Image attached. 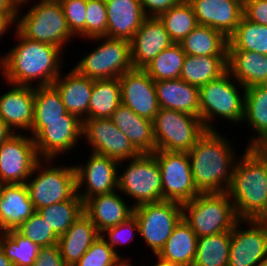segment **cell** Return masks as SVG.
<instances>
[{
  "instance_id": "obj_1",
  "label": "cell",
  "mask_w": 267,
  "mask_h": 266,
  "mask_svg": "<svg viewBox=\"0 0 267 266\" xmlns=\"http://www.w3.org/2000/svg\"><path fill=\"white\" fill-rule=\"evenodd\" d=\"M13 33L17 44L0 59V74L4 82L31 87L52 85L66 62L63 50L29 40L16 29Z\"/></svg>"
},
{
  "instance_id": "obj_2",
  "label": "cell",
  "mask_w": 267,
  "mask_h": 266,
  "mask_svg": "<svg viewBox=\"0 0 267 266\" xmlns=\"http://www.w3.org/2000/svg\"><path fill=\"white\" fill-rule=\"evenodd\" d=\"M228 139L219 130H207L187 152L200 193L226 192L229 188L240 155Z\"/></svg>"
},
{
  "instance_id": "obj_3",
  "label": "cell",
  "mask_w": 267,
  "mask_h": 266,
  "mask_svg": "<svg viewBox=\"0 0 267 266\" xmlns=\"http://www.w3.org/2000/svg\"><path fill=\"white\" fill-rule=\"evenodd\" d=\"M265 147H246L237 160L227 194L242 220H267Z\"/></svg>"
},
{
  "instance_id": "obj_4",
  "label": "cell",
  "mask_w": 267,
  "mask_h": 266,
  "mask_svg": "<svg viewBox=\"0 0 267 266\" xmlns=\"http://www.w3.org/2000/svg\"><path fill=\"white\" fill-rule=\"evenodd\" d=\"M199 95V117L206 130H218L214 125L217 118L238 126L243 122L245 88L228 71L201 86Z\"/></svg>"
},
{
  "instance_id": "obj_5",
  "label": "cell",
  "mask_w": 267,
  "mask_h": 266,
  "mask_svg": "<svg viewBox=\"0 0 267 266\" xmlns=\"http://www.w3.org/2000/svg\"><path fill=\"white\" fill-rule=\"evenodd\" d=\"M30 2L19 6L15 29L29 40L55 45L64 50L74 35L69 30L61 4L38 0ZM29 4H32L30 9L24 15L21 14L22 8L25 9Z\"/></svg>"
},
{
  "instance_id": "obj_6",
  "label": "cell",
  "mask_w": 267,
  "mask_h": 266,
  "mask_svg": "<svg viewBox=\"0 0 267 266\" xmlns=\"http://www.w3.org/2000/svg\"><path fill=\"white\" fill-rule=\"evenodd\" d=\"M54 161L40 159L25 183L35 210L70 200L77 194L74 163L55 166Z\"/></svg>"
},
{
  "instance_id": "obj_7",
  "label": "cell",
  "mask_w": 267,
  "mask_h": 266,
  "mask_svg": "<svg viewBox=\"0 0 267 266\" xmlns=\"http://www.w3.org/2000/svg\"><path fill=\"white\" fill-rule=\"evenodd\" d=\"M182 213L197 237L231 231L239 220L227 192L200 193L182 204Z\"/></svg>"
},
{
  "instance_id": "obj_8",
  "label": "cell",
  "mask_w": 267,
  "mask_h": 266,
  "mask_svg": "<svg viewBox=\"0 0 267 266\" xmlns=\"http://www.w3.org/2000/svg\"><path fill=\"white\" fill-rule=\"evenodd\" d=\"M88 40L98 45L94 50L80 57L73 68L89 79L119 78L133 69L131 62L130 41L126 39L95 37ZM100 41V42H99Z\"/></svg>"
},
{
  "instance_id": "obj_9",
  "label": "cell",
  "mask_w": 267,
  "mask_h": 266,
  "mask_svg": "<svg viewBox=\"0 0 267 266\" xmlns=\"http://www.w3.org/2000/svg\"><path fill=\"white\" fill-rule=\"evenodd\" d=\"M126 167L118 169V191L129 199L132 206L162 201L161 169L153 153H140L125 160Z\"/></svg>"
},
{
  "instance_id": "obj_10",
  "label": "cell",
  "mask_w": 267,
  "mask_h": 266,
  "mask_svg": "<svg viewBox=\"0 0 267 266\" xmlns=\"http://www.w3.org/2000/svg\"><path fill=\"white\" fill-rule=\"evenodd\" d=\"M155 151L188 152L207 131L200 117L160 108L153 120Z\"/></svg>"
},
{
  "instance_id": "obj_11",
  "label": "cell",
  "mask_w": 267,
  "mask_h": 266,
  "mask_svg": "<svg viewBox=\"0 0 267 266\" xmlns=\"http://www.w3.org/2000/svg\"><path fill=\"white\" fill-rule=\"evenodd\" d=\"M133 216L138 222L139 236L156 256L183 219L182 204L168 200L146 203L134 207Z\"/></svg>"
},
{
  "instance_id": "obj_12",
  "label": "cell",
  "mask_w": 267,
  "mask_h": 266,
  "mask_svg": "<svg viewBox=\"0 0 267 266\" xmlns=\"http://www.w3.org/2000/svg\"><path fill=\"white\" fill-rule=\"evenodd\" d=\"M153 154L161 169L162 201L183 204L200 194L193 181L187 152L157 150Z\"/></svg>"
},
{
  "instance_id": "obj_13",
  "label": "cell",
  "mask_w": 267,
  "mask_h": 266,
  "mask_svg": "<svg viewBox=\"0 0 267 266\" xmlns=\"http://www.w3.org/2000/svg\"><path fill=\"white\" fill-rule=\"evenodd\" d=\"M82 139L90 145V152L107 156L119 162V169L125 160L137 157L140 153L128 137L109 119L93 118L83 121Z\"/></svg>"
},
{
  "instance_id": "obj_14",
  "label": "cell",
  "mask_w": 267,
  "mask_h": 266,
  "mask_svg": "<svg viewBox=\"0 0 267 266\" xmlns=\"http://www.w3.org/2000/svg\"><path fill=\"white\" fill-rule=\"evenodd\" d=\"M266 259L267 220L239 219L231 230L227 266H257Z\"/></svg>"
},
{
  "instance_id": "obj_15",
  "label": "cell",
  "mask_w": 267,
  "mask_h": 266,
  "mask_svg": "<svg viewBox=\"0 0 267 266\" xmlns=\"http://www.w3.org/2000/svg\"><path fill=\"white\" fill-rule=\"evenodd\" d=\"M39 160L34 138L13 134L0 145V183L25 184Z\"/></svg>"
},
{
  "instance_id": "obj_16",
  "label": "cell",
  "mask_w": 267,
  "mask_h": 266,
  "mask_svg": "<svg viewBox=\"0 0 267 266\" xmlns=\"http://www.w3.org/2000/svg\"><path fill=\"white\" fill-rule=\"evenodd\" d=\"M86 161L74 165L77 194L83 202L92 196L118 190V161L93 152Z\"/></svg>"
},
{
  "instance_id": "obj_17",
  "label": "cell",
  "mask_w": 267,
  "mask_h": 266,
  "mask_svg": "<svg viewBox=\"0 0 267 266\" xmlns=\"http://www.w3.org/2000/svg\"><path fill=\"white\" fill-rule=\"evenodd\" d=\"M82 132V120L45 121V127L34 137L38 157L56 160L73 152L81 143Z\"/></svg>"
},
{
  "instance_id": "obj_18",
  "label": "cell",
  "mask_w": 267,
  "mask_h": 266,
  "mask_svg": "<svg viewBox=\"0 0 267 266\" xmlns=\"http://www.w3.org/2000/svg\"><path fill=\"white\" fill-rule=\"evenodd\" d=\"M121 103L136 114L153 121L160 106L155 81L143 69H131L119 77Z\"/></svg>"
},
{
  "instance_id": "obj_19",
  "label": "cell",
  "mask_w": 267,
  "mask_h": 266,
  "mask_svg": "<svg viewBox=\"0 0 267 266\" xmlns=\"http://www.w3.org/2000/svg\"><path fill=\"white\" fill-rule=\"evenodd\" d=\"M5 85L11 89L0 94V118L14 133H29L34 119L35 87L7 82Z\"/></svg>"
},
{
  "instance_id": "obj_20",
  "label": "cell",
  "mask_w": 267,
  "mask_h": 266,
  "mask_svg": "<svg viewBox=\"0 0 267 266\" xmlns=\"http://www.w3.org/2000/svg\"><path fill=\"white\" fill-rule=\"evenodd\" d=\"M171 44L173 42L160 19L158 17H146L130 40L133 68L143 69Z\"/></svg>"
},
{
  "instance_id": "obj_21",
  "label": "cell",
  "mask_w": 267,
  "mask_h": 266,
  "mask_svg": "<svg viewBox=\"0 0 267 266\" xmlns=\"http://www.w3.org/2000/svg\"><path fill=\"white\" fill-rule=\"evenodd\" d=\"M199 25L209 26L229 38L242 16L243 4L239 0H188Z\"/></svg>"
},
{
  "instance_id": "obj_22",
  "label": "cell",
  "mask_w": 267,
  "mask_h": 266,
  "mask_svg": "<svg viewBox=\"0 0 267 266\" xmlns=\"http://www.w3.org/2000/svg\"><path fill=\"white\" fill-rule=\"evenodd\" d=\"M133 209L132 204H127L118 190L92 196L84 202V213L95 224L99 233L126 222L133 216Z\"/></svg>"
},
{
  "instance_id": "obj_23",
  "label": "cell",
  "mask_w": 267,
  "mask_h": 266,
  "mask_svg": "<svg viewBox=\"0 0 267 266\" xmlns=\"http://www.w3.org/2000/svg\"><path fill=\"white\" fill-rule=\"evenodd\" d=\"M53 85L59 91L68 113L80 120L88 119L93 79L79 74L73 67L65 74L61 72Z\"/></svg>"
},
{
  "instance_id": "obj_24",
  "label": "cell",
  "mask_w": 267,
  "mask_h": 266,
  "mask_svg": "<svg viewBox=\"0 0 267 266\" xmlns=\"http://www.w3.org/2000/svg\"><path fill=\"white\" fill-rule=\"evenodd\" d=\"M107 37L130 41L146 16L140 0H105Z\"/></svg>"
},
{
  "instance_id": "obj_25",
  "label": "cell",
  "mask_w": 267,
  "mask_h": 266,
  "mask_svg": "<svg viewBox=\"0 0 267 266\" xmlns=\"http://www.w3.org/2000/svg\"><path fill=\"white\" fill-rule=\"evenodd\" d=\"M35 211L25 184H2L0 232L17 229Z\"/></svg>"
},
{
  "instance_id": "obj_26",
  "label": "cell",
  "mask_w": 267,
  "mask_h": 266,
  "mask_svg": "<svg viewBox=\"0 0 267 266\" xmlns=\"http://www.w3.org/2000/svg\"><path fill=\"white\" fill-rule=\"evenodd\" d=\"M139 153L155 152L153 121L141 117L122 103L109 118Z\"/></svg>"
},
{
  "instance_id": "obj_27",
  "label": "cell",
  "mask_w": 267,
  "mask_h": 266,
  "mask_svg": "<svg viewBox=\"0 0 267 266\" xmlns=\"http://www.w3.org/2000/svg\"><path fill=\"white\" fill-rule=\"evenodd\" d=\"M160 108L185 112L199 117V88L181 78L155 81Z\"/></svg>"
},
{
  "instance_id": "obj_28",
  "label": "cell",
  "mask_w": 267,
  "mask_h": 266,
  "mask_svg": "<svg viewBox=\"0 0 267 266\" xmlns=\"http://www.w3.org/2000/svg\"><path fill=\"white\" fill-rule=\"evenodd\" d=\"M99 236L90 218L85 213L80 215L58 240L65 264L74 266Z\"/></svg>"
},
{
  "instance_id": "obj_29",
  "label": "cell",
  "mask_w": 267,
  "mask_h": 266,
  "mask_svg": "<svg viewBox=\"0 0 267 266\" xmlns=\"http://www.w3.org/2000/svg\"><path fill=\"white\" fill-rule=\"evenodd\" d=\"M228 72L245 89L267 80V55L248 50H228Z\"/></svg>"
},
{
  "instance_id": "obj_30",
  "label": "cell",
  "mask_w": 267,
  "mask_h": 266,
  "mask_svg": "<svg viewBox=\"0 0 267 266\" xmlns=\"http://www.w3.org/2000/svg\"><path fill=\"white\" fill-rule=\"evenodd\" d=\"M80 120L67 112L61 95L52 85L35 87L34 119L29 134L34 138L44 127L45 121Z\"/></svg>"
},
{
  "instance_id": "obj_31",
  "label": "cell",
  "mask_w": 267,
  "mask_h": 266,
  "mask_svg": "<svg viewBox=\"0 0 267 266\" xmlns=\"http://www.w3.org/2000/svg\"><path fill=\"white\" fill-rule=\"evenodd\" d=\"M244 121L253 132L245 146H262L267 141V89L262 85L245 89Z\"/></svg>"
},
{
  "instance_id": "obj_32",
  "label": "cell",
  "mask_w": 267,
  "mask_h": 266,
  "mask_svg": "<svg viewBox=\"0 0 267 266\" xmlns=\"http://www.w3.org/2000/svg\"><path fill=\"white\" fill-rule=\"evenodd\" d=\"M197 242V235L182 219L155 257L167 263L192 266L196 256Z\"/></svg>"
},
{
  "instance_id": "obj_33",
  "label": "cell",
  "mask_w": 267,
  "mask_h": 266,
  "mask_svg": "<svg viewBox=\"0 0 267 266\" xmlns=\"http://www.w3.org/2000/svg\"><path fill=\"white\" fill-rule=\"evenodd\" d=\"M228 38L209 26L198 25L179 44L191 56H227Z\"/></svg>"
},
{
  "instance_id": "obj_34",
  "label": "cell",
  "mask_w": 267,
  "mask_h": 266,
  "mask_svg": "<svg viewBox=\"0 0 267 266\" xmlns=\"http://www.w3.org/2000/svg\"><path fill=\"white\" fill-rule=\"evenodd\" d=\"M228 71L227 56H191L186 54L180 78L200 88Z\"/></svg>"
},
{
  "instance_id": "obj_35",
  "label": "cell",
  "mask_w": 267,
  "mask_h": 266,
  "mask_svg": "<svg viewBox=\"0 0 267 266\" xmlns=\"http://www.w3.org/2000/svg\"><path fill=\"white\" fill-rule=\"evenodd\" d=\"M120 104L121 86L119 78L93 80L88 106V119L110 118Z\"/></svg>"
},
{
  "instance_id": "obj_36",
  "label": "cell",
  "mask_w": 267,
  "mask_h": 266,
  "mask_svg": "<svg viewBox=\"0 0 267 266\" xmlns=\"http://www.w3.org/2000/svg\"><path fill=\"white\" fill-rule=\"evenodd\" d=\"M231 231L198 237L196 256L192 266H227Z\"/></svg>"
},
{
  "instance_id": "obj_37",
  "label": "cell",
  "mask_w": 267,
  "mask_h": 266,
  "mask_svg": "<svg viewBox=\"0 0 267 266\" xmlns=\"http://www.w3.org/2000/svg\"><path fill=\"white\" fill-rule=\"evenodd\" d=\"M60 237L84 213V202L76 194L72 199L36 210Z\"/></svg>"
},
{
  "instance_id": "obj_38",
  "label": "cell",
  "mask_w": 267,
  "mask_h": 266,
  "mask_svg": "<svg viewBox=\"0 0 267 266\" xmlns=\"http://www.w3.org/2000/svg\"><path fill=\"white\" fill-rule=\"evenodd\" d=\"M228 42V50H248L267 55V26L242 16Z\"/></svg>"
},
{
  "instance_id": "obj_39",
  "label": "cell",
  "mask_w": 267,
  "mask_h": 266,
  "mask_svg": "<svg viewBox=\"0 0 267 266\" xmlns=\"http://www.w3.org/2000/svg\"><path fill=\"white\" fill-rule=\"evenodd\" d=\"M173 43H180L199 24L192 5L183 0L158 16Z\"/></svg>"
},
{
  "instance_id": "obj_40",
  "label": "cell",
  "mask_w": 267,
  "mask_h": 266,
  "mask_svg": "<svg viewBox=\"0 0 267 266\" xmlns=\"http://www.w3.org/2000/svg\"><path fill=\"white\" fill-rule=\"evenodd\" d=\"M186 53L179 43H173L161 51L143 70L154 80L180 78Z\"/></svg>"
},
{
  "instance_id": "obj_41",
  "label": "cell",
  "mask_w": 267,
  "mask_h": 266,
  "mask_svg": "<svg viewBox=\"0 0 267 266\" xmlns=\"http://www.w3.org/2000/svg\"><path fill=\"white\" fill-rule=\"evenodd\" d=\"M0 246L13 266H32L40 249V246L16 229L0 232Z\"/></svg>"
},
{
  "instance_id": "obj_42",
  "label": "cell",
  "mask_w": 267,
  "mask_h": 266,
  "mask_svg": "<svg viewBox=\"0 0 267 266\" xmlns=\"http://www.w3.org/2000/svg\"><path fill=\"white\" fill-rule=\"evenodd\" d=\"M16 230L40 247L58 244L59 237L37 211L26 219Z\"/></svg>"
},
{
  "instance_id": "obj_43",
  "label": "cell",
  "mask_w": 267,
  "mask_h": 266,
  "mask_svg": "<svg viewBox=\"0 0 267 266\" xmlns=\"http://www.w3.org/2000/svg\"><path fill=\"white\" fill-rule=\"evenodd\" d=\"M85 39L107 37V9L105 0H87Z\"/></svg>"
},
{
  "instance_id": "obj_44",
  "label": "cell",
  "mask_w": 267,
  "mask_h": 266,
  "mask_svg": "<svg viewBox=\"0 0 267 266\" xmlns=\"http://www.w3.org/2000/svg\"><path fill=\"white\" fill-rule=\"evenodd\" d=\"M136 234L139 235V226L136 218L132 216L126 222L104 230L100 236L119 257H122V254H119V248L130 244V241L138 236Z\"/></svg>"
},
{
  "instance_id": "obj_45",
  "label": "cell",
  "mask_w": 267,
  "mask_h": 266,
  "mask_svg": "<svg viewBox=\"0 0 267 266\" xmlns=\"http://www.w3.org/2000/svg\"><path fill=\"white\" fill-rule=\"evenodd\" d=\"M118 257L99 236L74 266H111Z\"/></svg>"
},
{
  "instance_id": "obj_46",
  "label": "cell",
  "mask_w": 267,
  "mask_h": 266,
  "mask_svg": "<svg viewBox=\"0 0 267 266\" xmlns=\"http://www.w3.org/2000/svg\"><path fill=\"white\" fill-rule=\"evenodd\" d=\"M60 4L74 38L77 36L78 39H84L87 0H62Z\"/></svg>"
},
{
  "instance_id": "obj_47",
  "label": "cell",
  "mask_w": 267,
  "mask_h": 266,
  "mask_svg": "<svg viewBox=\"0 0 267 266\" xmlns=\"http://www.w3.org/2000/svg\"><path fill=\"white\" fill-rule=\"evenodd\" d=\"M243 16L257 24L267 26V0H248L243 4Z\"/></svg>"
},
{
  "instance_id": "obj_48",
  "label": "cell",
  "mask_w": 267,
  "mask_h": 266,
  "mask_svg": "<svg viewBox=\"0 0 267 266\" xmlns=\"http://www.w3.org/2000/svg\"><path fill=\"white\" fill-rule=\"evenodd\" d=\"M32 266H67L61 256L58 244L40 247L35 263Z\"/></svg>"
},
{
  "instance_id": "obj_49",
  "label": "cell",
  "mask_w": 267,
  "mask_h": 266,
  "mask_svg": "<svg viewBox=\"0 0 267 266\" xmlns=\"http://www.w3.org/2000/svg\"><path fill=\"white\" fill-rule=\"evenodd\" d=\"M183 0H140L143 13L146 17H158L171 7L177 6Z\"/></svg>"
},
{
  "instance_id": "obj_50",
  "label": "cell",
  "mask_w": 267,
  "mask_h": 266,
  "mask_svg": "<svg viewBox=\"0 0 267 266\" xmlns=\"http://www.w3.org/2000/svg\"><path fill=\"white\" fill-rule=\"evenodd\" d=\"M19 6L14 0H0V11L5 12L14 22L16 21Z\"/></svg>"
},
{
  "instance_id": "obj_51",
  "label": "cell",
  "mask_w": 267,
  "mask_h": 266,
  "mask_svg": "<svg viewBox=\"0 0 267 266\" xmlns=\"http://www.w3.org/2000/svg\"><path fill=\"white\" fill-rule=\"evenodd\" d=\"M11 27H13L14 29L15 22L5 12L0 11V39L3 37L5 33H7L8 28L10 29Z\"/></svg>"
},
{
  "instance_id": "obj_52",
  "label": "cell",
  "mask_w": 267,
  "mask_h": 266,
  "mask_svg": "<svg viewBox=\"0 0 267 266\" xmlns=\"http://www.w3.org/2000/svg\"><path fill=\"white\" fill-rule=\"evenodd\" d=\"M13 134V130L0 118V145Z\"/></svg>"
},
{
  "instance_id": "obj_53",
  "label": "cell",
  "mask_w": 267,
  "mask_h": 266,
  "mask_svg": "<svg viewBox=\"0 0 267 266\" xmlns=\"http://www.w3.org/2000/svg\"><path fill=\"white\" fill-rule=\"evenodd\" d=\"M128 260V257H118L111 266H134L132 263H130L132 260Z\"/></svg>"
},
{
  "instance_id": "obj_54",
  "label": "cell",
  "mask_w": 267,
  "mask_h": 266,
  "mask_svg": "<svg viewBox=\"0 0 267 266\" xmlns=\"http://www.w3.org/2000/svg\"><path fill=\"white\" fill-rule=\"evenodd\" d=\"M0 266H13L12 262L5 256L3 249L0 246Z\"/></svg>"
},
{
  "instance_id": "obj_55",
  "label": "cell",
  "mask_w": 267,
  "mask_h": 266,
  "mask_svg": "<svg viewBox=\"0 0 267 266\" xmlns=\"http://www.w3.org/2000/svg\"><path fill=\"white\" fill-rule=\"evenodd\" d=\"M156 259H157L156 260L157 262L155 264H153L154 266H181L178 264L164 262V261L160 260L158 257H156Z\"/></svg>"
},
{
  "instance_id": "obj_56",
  "label": "cell",
  "mask_w": 267,
  "mask_h": 266,
  "mask_svg": "<svg viewBox=\"0 0 267 266\" xmlns=\"http://www.w3.org/2000/svg\"><path fill=\"white\" fill-rule=\"evenodd\" d=\"M265 173H266L265 189L267 192V148H265Z\"/></svg>"
},
{
  "instance_id": "obj_57",
  "label": "cell",
  "mask_w": 267,
  "mask_h": 266,
  "mask_svg": "<svg viewBox=\"0 0 267 266\" xmlns=\"http://www.w3.org/2000/svg\"><path fill=\"white\" fill-rule=\"evenodd\" d=\"M30 1H33V0H14V2L20 6V5H25L26 3L30 2Z\"/></svg>"
},
{
  "instance_id": "obj_58",
  "label": "cell",
  "mask_w": 267,
  "mask_h": 266,
  "mask_svg": "<svg viewBox=\"0 0 267 266\" xmlns=\"http://www.w3.org/2000/svg\"><path fill=\"white\" fill-rule=\"evenodd\" d=\"M38 1L60 3L62 0H38Z\"/></svg>"
},
{
  "instance_id": "obj_59",
  "label": "cell",
  "mask_w": 267,
  "mask_h": 266,
  "mask_svg": "<svg viewBox=\"0 0 267 266\" xmlns=\"http://www.w3.org/2000/svg\"><path fill=\"white\" fill-rule=\"evenodd\" d=\"M257 266H267V259L260 262Z\"/></svg>"
},
{
  "instance_id": "obj_60",
  "label": "cell",
  "mask_w": 267,
  "mask_h": 266,
  "mask_svg": "<svg viewBox=\"0 0 267 266\" xmlns=\"http://www.w3.org/2000/svg\"><path fill=\"white\" fill-rule=\"evenodd\" d=\"M262 86L267 89V80L262 84Z\"/></svg>"
},
{
  "instance_id": "obj_61",
  "label": "cell",
  "mask_w": 267,
  "mask_h": 266,
  "mask_svg": "<svg viewBox=\"0 0 267 266\" xmlns=\"http://www.w3.org/2000/svg\"><path fill=\"white\" fill-rule=\"evenodd\" d=\"M242 4H244L248 0H239Z\"/></svg>"
},
{
  "instance_id": "obj_62",
  "label": "cell",
  "mask_w": 267,
  "mask_h": 266,
  "mask_svg": "<svg viewBox=\"0 0 267 266\" xmlns=\"http://www.w3.org/2000/svg\"><path fill=\"white\" fill-rule=\"evenodd\" d=\"M262 146H264L265 148H267V141Z\"/></svg>"
}]
</instances>
